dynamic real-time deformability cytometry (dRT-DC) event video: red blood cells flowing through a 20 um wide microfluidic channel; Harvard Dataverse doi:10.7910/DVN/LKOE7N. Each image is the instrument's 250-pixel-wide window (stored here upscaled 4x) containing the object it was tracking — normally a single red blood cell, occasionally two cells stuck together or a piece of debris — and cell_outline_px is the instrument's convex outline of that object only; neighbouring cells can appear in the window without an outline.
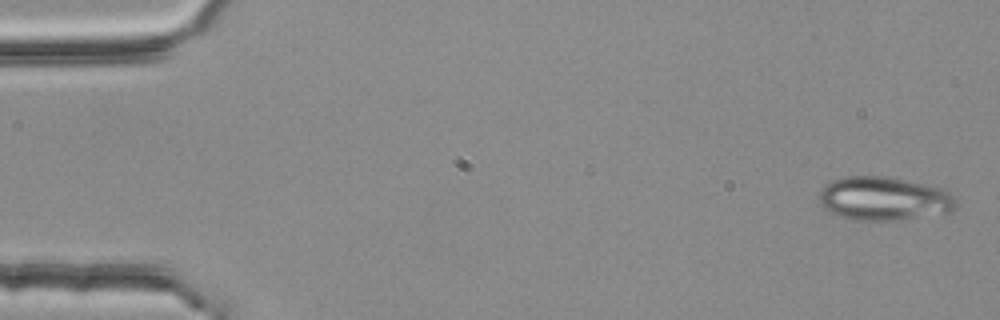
{"species": "common noctule bat (a hibernating species)", "species_latin": "Nyctalus noctula", "temperature_condition": "room temperature", "stored_images_in_passage": 4, "camera_frame_rate_fps": 3000, "um_per_image_px": 0.085, "animal": {"sex": "female", "body_mass_g": 25.1}, "frame": {"image": 1, "passage_image": 1, "time_ms": 0.0, "image_size_px": [1000, 320], "cell_outline_px": [[960, 204], [952, 212], [904, 220], [852, 220], [840, 216], [824, 208], [820, 204], [820, 192], [824, 184], [832, 180], [844, 176], [888, 176], [940, 188], [952, 192]], "centroid_in_image_um": [75.19, 16.89], "position_along_channel_um": 9.8, "area_um2": 35.32}}